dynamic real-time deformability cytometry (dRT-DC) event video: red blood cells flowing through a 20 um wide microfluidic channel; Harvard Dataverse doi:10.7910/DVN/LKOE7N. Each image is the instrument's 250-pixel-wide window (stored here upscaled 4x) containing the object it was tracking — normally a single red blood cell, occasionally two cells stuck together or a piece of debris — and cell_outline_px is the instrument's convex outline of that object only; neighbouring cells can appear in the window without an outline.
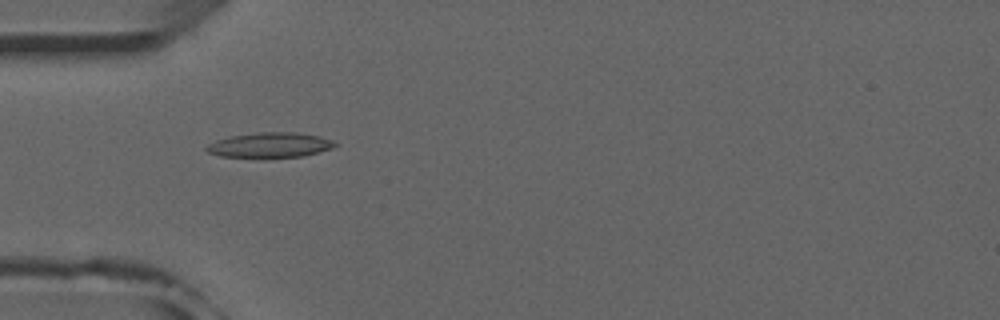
{"species": "common noctule bat (a hibernating species)", "species_latin": "Nyctalus noctula", "temperature_condition": "room temperature", "stored_images_in_passage": 51, "camera_frame_rate_fps": 3000, "um_per_image_px": 0.085, "animal": {"sex": "male", "forearm_length_mm": 52.5}, "frame": {"image": 1, "passage_image": 15, "time_ms": 4.667, "image_size_px": [1000, 320], "cell_outline_px": [[336, 144], [332, 148], [304, 156], [220, 156], [208, 152], [204, 148], [208, 144], [216, 140], [228, 136], [260, 132], [296, 132], [320, 136], [332, 140]], "centroid_in_image_um": [22.94, 12.3], "position_along_channel_um": 62.1, "area_um2": 18.32}}
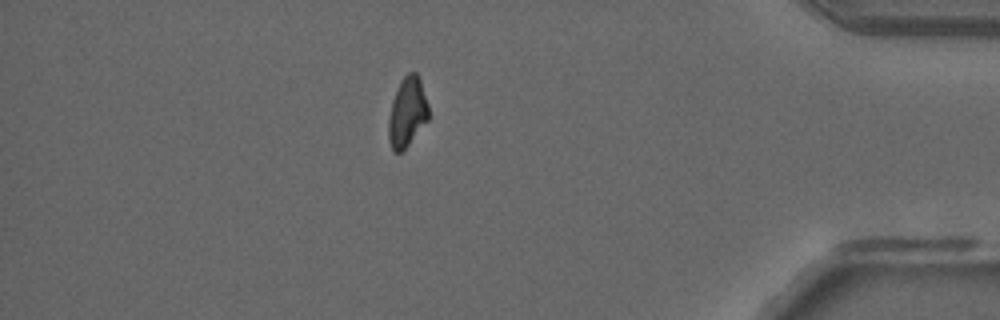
{"frame": {"image": 2, "passage_image": 44, "time_ms": 14.333, "image_size_px": [1000, 320], "cell_outline_px": [[428, 120], [408, 144], [400, 152], [392, 152], [388, 140], [388, 116], [392, 100], [400, 80], [408, 72], [416, 72], [420, 80], [428, 104]], "centroid_in_image_um": [34.59, 9.53], "position_along_channel_um": 400.6, "area_um2": 16.24}}
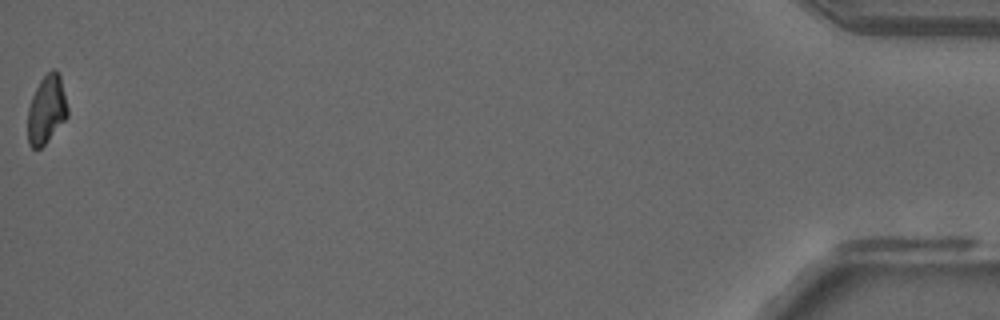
{"frame": {"image": 3, "passage_image": 51, "time_ms": 16.667, "image_size_px": [1000, 320], "cell_outline_px": [[68, 116], [44, 144], [40, 148], [32, 148], [28, 144], [28, 108], [32, 96], [40, 80], [52, 68], [56, 68], [60, 72], [68, 108]], "centroid_in_image_um": [3.97, 9.26], "position_along_channel_um": 431.2, "area_um2": 15.9}}